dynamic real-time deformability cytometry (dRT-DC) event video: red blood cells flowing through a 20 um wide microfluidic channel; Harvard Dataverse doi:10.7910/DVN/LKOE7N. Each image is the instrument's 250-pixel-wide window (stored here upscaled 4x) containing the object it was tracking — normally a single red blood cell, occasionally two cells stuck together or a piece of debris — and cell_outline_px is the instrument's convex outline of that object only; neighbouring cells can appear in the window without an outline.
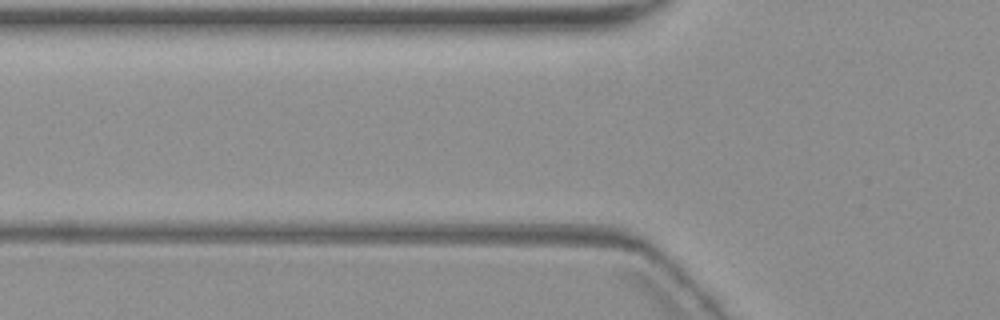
{"species": "common noctule bat (a hibernating species)", "species_latin": "Nyctalus noctula", "temperature_condition": "warm", "stored_images_in_passage": 4, "segment_of_instrument_passage": [2, 2], "camera_frame_rate_fps": 3000, "um_per_image_px": 0.085, "animal": {"sex": "female", "body_mass_g": 19.3, "forearm_length_mm": 54.1}, "frame": {"image": 1, "passage_image": 3, "time_ms": 2.333, "image_size_px": [1000, 320], "cell_outline_px": [[636, 252], [632, 252], [452, 244], [452, 240], [496, 236], [576, 236], [616, 244], [632, 248]], "centroid_in_image_um": [46.36, 20.65], "position_along_channel_um": 79.4, "area_um2": 12.72}}